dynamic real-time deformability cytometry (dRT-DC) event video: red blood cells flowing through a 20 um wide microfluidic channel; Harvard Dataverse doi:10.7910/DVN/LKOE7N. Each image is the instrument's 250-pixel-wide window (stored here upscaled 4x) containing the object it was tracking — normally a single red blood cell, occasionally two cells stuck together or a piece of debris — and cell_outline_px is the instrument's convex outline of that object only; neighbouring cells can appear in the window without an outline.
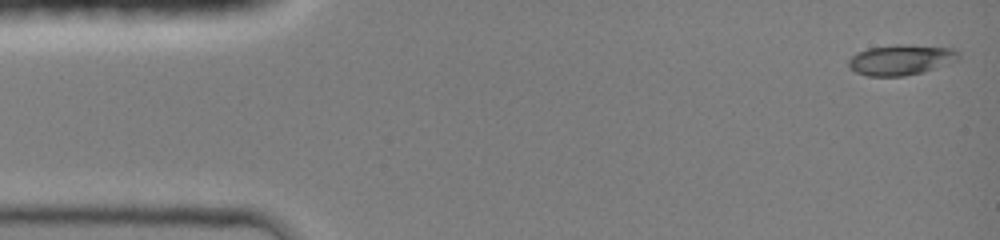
{"species": "common noctule bat (a hibernating species)", "species_latin": "Nyctalus noctula", "temperature_condition": "room temperature", "stored_images_in_passage": 14, "camera_frame_rate_fps": 3000, "um_per_image_px": 0.085, "animal": {"sex": "female", "body_mass_g": 19.0, "forearm_length_mm": 51.5}, "frame": {"image": 1, "passage_image": 1, "time_ms": 0.0, "image_size_px": [1000, 240], "cell_outline_px": [[960, 60], [948, 64], [920, 72], [904, 76], [868, 76], [856, 72], [848, 68], [848, 60], [856, 52], [868, 48], [896, 44], [908, 44], [956, 48], [960, 52]], "centroid_in_image_um": [76.6, 5.06], "position_along_channel_um": 8.4, "area_um2": 19.83}}
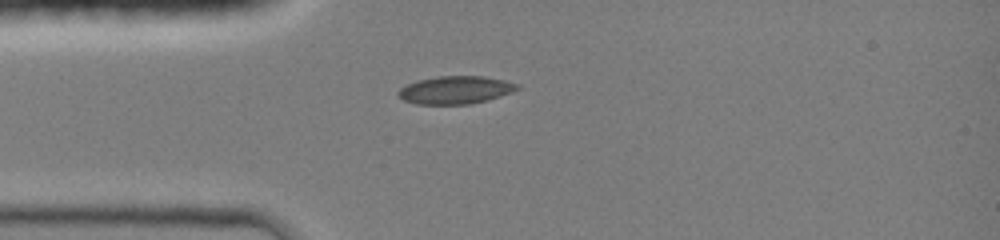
{"frame": {"image": 2, "passage_image": 8, "time_ms": 3.333, "image_size_px": [1000, 240], "cell_outline_px": [[520, 88], [512, 92], [500, 96], [468, 104], [416, 104], [404, 100], [396, 92], [400, 88], [416, 80], [436, 76], [484, 76], [504, 80], [520, 84]], "centroid_in_image_um": [38.71, 7.63], "position_along_channel_um": 46.3, "area_um2": 19.25}}
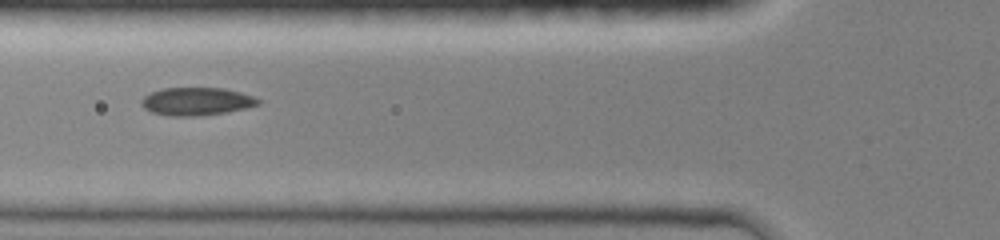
{"frame": {"image": 3, "passage_image": 12, "time_ms": 5.0, "image_size_px": [1000, 240], "cell_outline_px": [[260, 104], [244, 108], [224, 112], [196, 116], [168, 116], [152, 112], [144, 108], [140, 104], [140, 100], [148, 92], [164, 88], [224, 88], [240, 92], [252, 96], [260, 100]], "centroid_in_image_um": [16.64, 8.61], "position_along_channel_um": 109.2, "area_um2": 18.96}}